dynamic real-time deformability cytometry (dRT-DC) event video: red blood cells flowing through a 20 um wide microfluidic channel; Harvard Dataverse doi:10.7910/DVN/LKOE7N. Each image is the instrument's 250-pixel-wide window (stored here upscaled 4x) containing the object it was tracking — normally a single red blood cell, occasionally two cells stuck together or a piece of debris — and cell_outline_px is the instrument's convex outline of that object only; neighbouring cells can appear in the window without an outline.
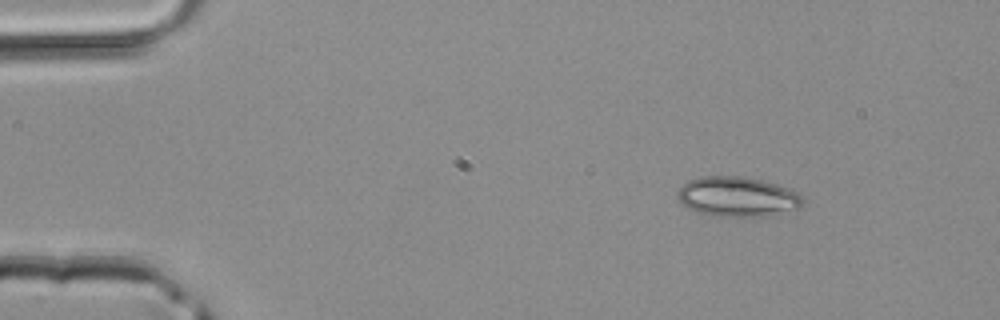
{"species": "common noctule bat (a hibernating species)", "species_latin": "Nyctalus noctula", "temperature_condition": "room temperature", "stored_images_in_passage": 3, "camera_frame_rate_fps": 3000, "um_per_image_px": 0.085, "animal": {"sex": "male", "body_mass_g": 20.4}, "frame": {"image": 1, "passage_image": 1, "time_ms": 0.0, "image_size_px": [1000, 320], "cell_outline_px": [[804, 204], [800, 208], [760, 216], [708, 216], [696, 212], [688, 208], [676, 196], [676, 192], [688, 180], [700, 176], [744, 176], [764, 180], [788, 188], [804, 196]], "centroid_in_image_um": [62.67, 16.71], "position_along_channel_um": 22.3, "area_um2": 29.25}}